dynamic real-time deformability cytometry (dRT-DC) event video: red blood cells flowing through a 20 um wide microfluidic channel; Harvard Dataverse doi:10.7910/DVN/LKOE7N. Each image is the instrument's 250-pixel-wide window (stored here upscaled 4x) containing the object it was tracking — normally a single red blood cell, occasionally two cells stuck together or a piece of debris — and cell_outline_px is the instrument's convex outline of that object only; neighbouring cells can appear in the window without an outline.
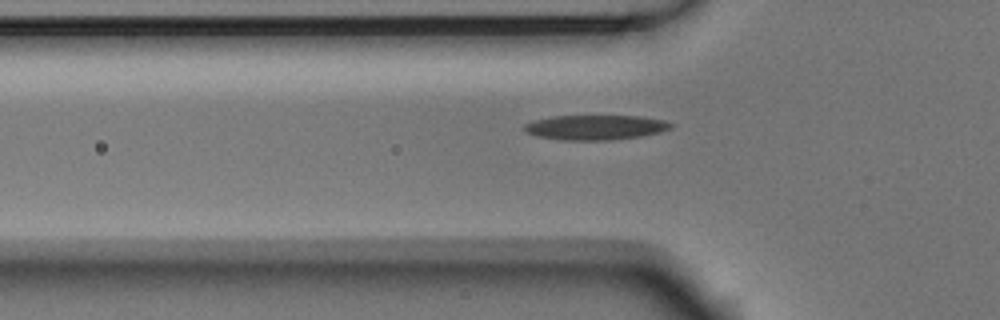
{"species": "Egyptian fruit bat (a non-hibernating species)", "species_latin": "Rousettus aegyptiacus", "temperature_condition": "room temperature", "stored_images_in_passage": 37, "camera_frame_rate_fps": 3000, "um_per_image_px": 0.085, "animal": {"sex": "male"}, "frame": {"image": 1, "passage_image": 6, "time_ms": 1.667, "image_size_px": [1000, 320], "cell_outline_px": [[676, 124], [672, 128], [660, 132], [640, 136], [612, 140], [560, 140], [536, 136], [528, 132], [524, 128], [524, 124], [532, 120], [552, 116], [640, 116], [664, 120]], "centroid_in_image_um": [50.63, 10.82], "position_along_channel_um": 75.2, "area_um2": 21.33}}
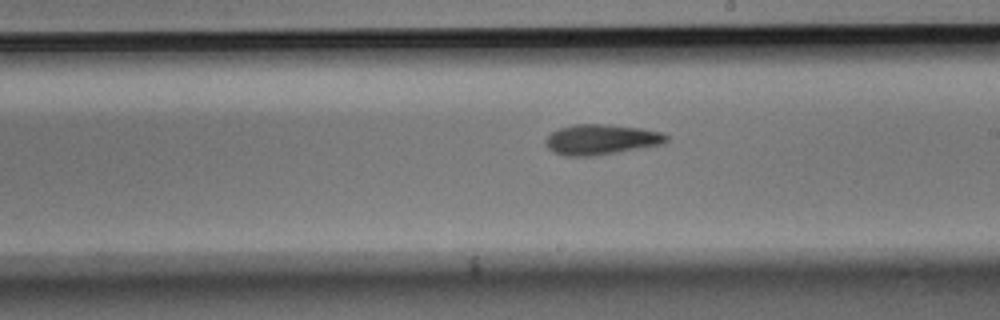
{"frame": {"image": 2, "passage_image": 19, "time_ms": 6.0, "image_size_px": [1000, 320], "cell_outline_px": [[668, 140], [664, 144], [596, 156], [564, 156], [552, 152], [544, 144], [544, 140], [552, 132], [560, 128], [576, 124], [608, 124], [640, 128], [664, 132], [668, 136]], "centroid_in_image_um": [51.11, 11.86], "position_along_channel_um": 237.9, "area_um2": 21.62}}
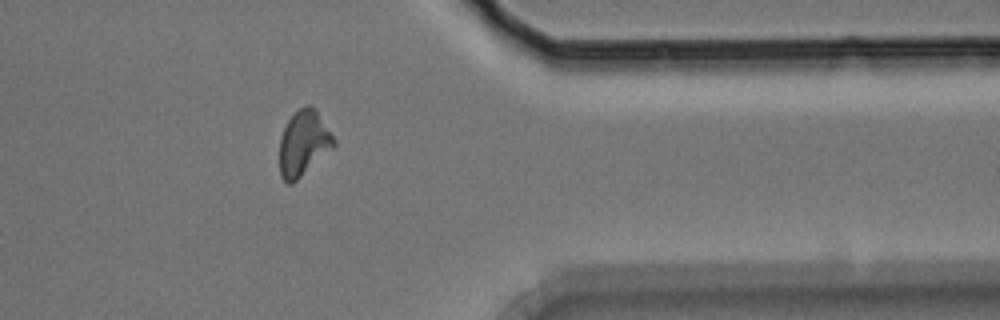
{"frame": {"image": 3, "passage_image": 32, "time_ms": 10.333, "image_size_px": [1000, 320], "cell_outline_px": [[336, 144], [332, 148], [292, 184], [288, 184], [280, 176], [280, 136], [288, 120], [300, 108], [308, 104], [316, 108], [336, 140]], "centroid_in_image_um": [25.8, 12.16], "position_along_channel_um": 385.6, "area_um2": 20.46}}